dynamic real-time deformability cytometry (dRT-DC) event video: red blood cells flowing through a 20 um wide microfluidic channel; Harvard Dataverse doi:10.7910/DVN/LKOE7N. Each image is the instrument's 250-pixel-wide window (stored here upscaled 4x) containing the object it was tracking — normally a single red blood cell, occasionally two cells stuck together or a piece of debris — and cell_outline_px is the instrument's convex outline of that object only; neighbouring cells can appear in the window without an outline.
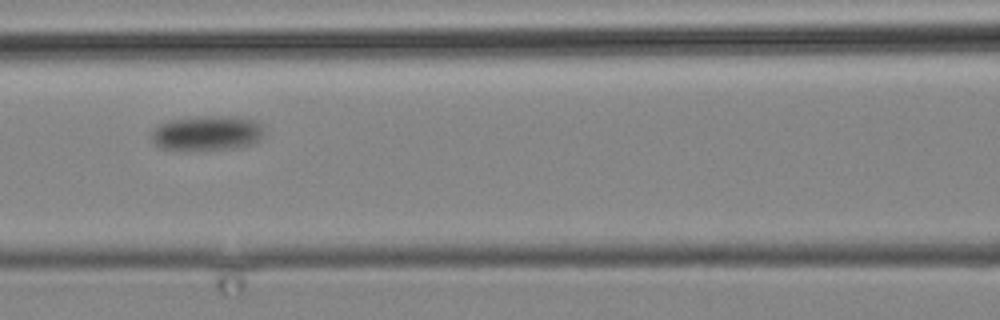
{"species": "common noctule bat (a hibernating species)", "species_latin": "Nyctalus noctula", "temperature_condition": "cold", "stored_images_in_passage": 6, "camera_frame_rate_fps": 3000, "um_per_image_px": 0.085, "animal": {"sex": "male", "body_mass_g": 19.2, "forearm_length_mm": 51.8}, "frame": {"image": 1, "passage_image": 5, "time_ms": 5.0, "image_size_px": [1000, 320], "cell_outline_px": [[264, 132], [260, 140], [256, 144], [240, 148], [160, 148], [152, 144], [148, 140], [152, 128], [164, 120], [220, 116], [232, 116], [256, 120], [264, 128]], "centroid_in_image_um": [17.58, 11.3], "position_along_channel_um": 149.0, "area_um2": 22.95}}